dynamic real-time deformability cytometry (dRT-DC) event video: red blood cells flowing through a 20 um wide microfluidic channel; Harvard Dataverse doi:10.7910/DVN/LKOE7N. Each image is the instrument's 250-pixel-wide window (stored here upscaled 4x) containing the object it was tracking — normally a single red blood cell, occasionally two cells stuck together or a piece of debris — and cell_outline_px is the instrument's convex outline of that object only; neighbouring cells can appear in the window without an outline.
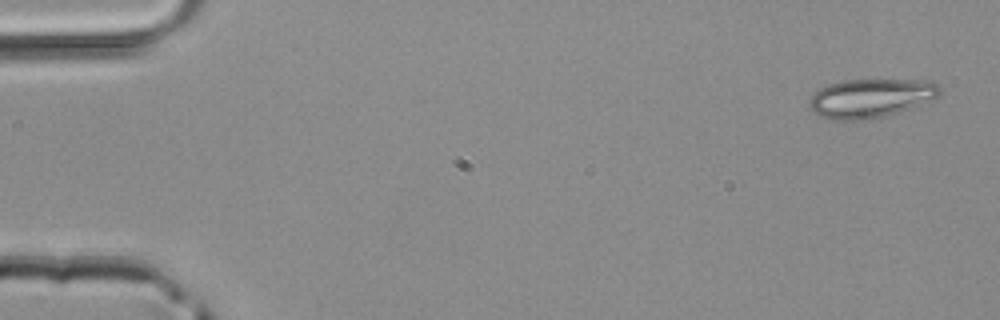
{"species": "common noctule bat (a hibernating species)", "species_latin": "Nyctalus noctula", "temperature_condition": "room temperature", "stored_images_in_passage": 4, "camera_frame_rate_fps": 3000, "um_per_image_px": 0.085, "animal": {"sex": "male", "body_mass_g": 20.4}, "frame": {"image": 1, "passage_image": 1, "time_ms": 0.0, "image_size_px": [1000, 320], "cell_outline_px": [[940, 92], [936, 96], [912, 108], [884, 116], [856, 120], [832, 120], [820, 116], [808, 104], [808, 100], [820, 88], [828, 84], [840, 80], [924, 80], [940, 84]], "centroid_in_image_um": [73.99, 8.33], "position_along_channel_um": 11.0, "area_um2": 29.25}}